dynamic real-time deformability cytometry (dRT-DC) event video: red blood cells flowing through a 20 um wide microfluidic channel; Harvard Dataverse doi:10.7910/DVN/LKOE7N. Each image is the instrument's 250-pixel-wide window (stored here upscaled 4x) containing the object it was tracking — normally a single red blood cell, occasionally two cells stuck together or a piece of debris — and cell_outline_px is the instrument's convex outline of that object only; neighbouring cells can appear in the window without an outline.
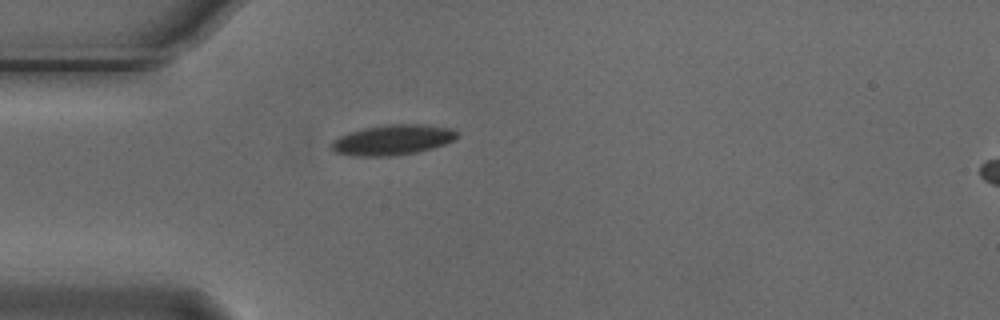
{"species": "Egyptian fruit bat (a non-hibernating species)", "species_latin": "Rousettus aegyptiacus", "temperature_condition": "cold", "stored_images_in_passage": 1, "camera_frame_rate_fps": 3000, "um_per_image_px": 0.085, "animal": {"sex": "male"}, "frame": {"image": 1, "passage_image": 1, "time_ms": 0.0, "image_size_px": [1000, 320], "cell_outline_px": [[460, 136], [444, 144], [432, 148], [416, 152], [392, 156], [352, 156], [332, 152], [328, 148], [332, 140], [348, 132], [364, 128], [388, 124], [424, 124], [452, 128], [460, 132]], "centroid_in_image_um": [33.34, 11.89], "position_along_channel_um": 51.7, "area_um2": 22.54}}